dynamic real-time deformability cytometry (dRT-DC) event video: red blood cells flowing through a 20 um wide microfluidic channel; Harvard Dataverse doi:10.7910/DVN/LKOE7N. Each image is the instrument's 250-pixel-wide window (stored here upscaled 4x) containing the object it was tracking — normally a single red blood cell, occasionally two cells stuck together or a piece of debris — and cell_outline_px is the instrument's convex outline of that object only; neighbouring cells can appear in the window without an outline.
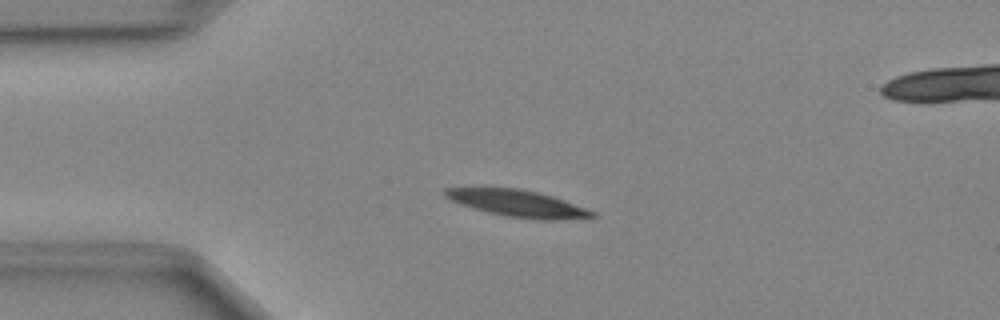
{"species": "Egyptian fruit bat (a non-hibernating species)", "species_latin": "Rousettus aegyptiacus", "temperature_condition": "cold", "stored_images_in_passage": 37, "camera_frame_rate_fps": 3000, "um_per_image_px": 0.085, "animal": {"sex": "female"}, "frame": {"image": 1, "passage_image": 11, "time_ms": 3.333, "image_size_px": [1000, 320], "cell_outline_px": [[596, 216], [556, 220], [540, 220], [504, 216], [488, 212], [460, 204], [448, 200], [444, 196], [444, 188], [520, 188], [540, 192], [564, 200], [596, 212]], "centroid_in_image_um": [43.98, 17.29], "position_along_channel_um": 41.0, "area_um2": 22.89}}
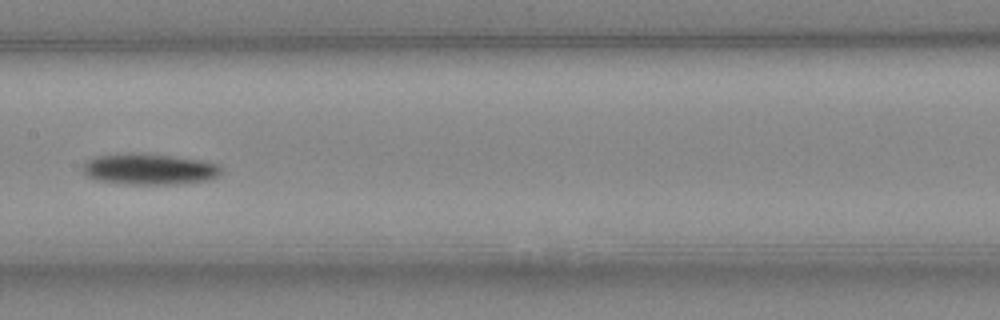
{"frame": {"image": 2, "passage_image": 24, "time_ms": 7.667, "image_size_px": [1000, 320], "cell_outline_px": [[224, 172], [220, 176], [208, 180], [176, 184], [128, 184], [100, 180], [88, 176], [80, 168], [88, 160], [96, 156], [128, 152], [140, 152], [172, 156], [200, 160], [220, 164]], "centroid_in_image_um": [12.74, 14.36], "position_along_channel_um": 194.7, "area_um2": 25.32}}
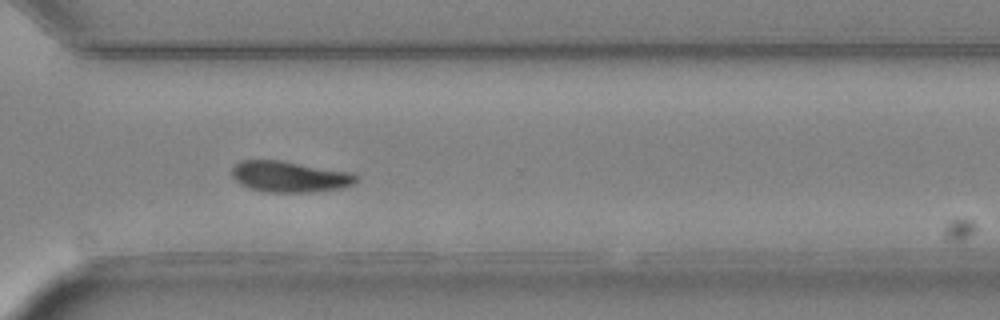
{"frame": {"image": 3, "passage_image": 35, "time_ms": 11.333, "image_size_px": [1000, 320], "cell_outline_px": [[360, 180], [344, 188], [312, 192], [268, 192], [248, 188], [240, 184], [232, 176], [232, 168], [240, 160], [280, 160], [352, 172]], "centroid_in_image_um": [24.63, 15.02], "position_along_channel_um": 346.0, "area_um2": 22.6}}